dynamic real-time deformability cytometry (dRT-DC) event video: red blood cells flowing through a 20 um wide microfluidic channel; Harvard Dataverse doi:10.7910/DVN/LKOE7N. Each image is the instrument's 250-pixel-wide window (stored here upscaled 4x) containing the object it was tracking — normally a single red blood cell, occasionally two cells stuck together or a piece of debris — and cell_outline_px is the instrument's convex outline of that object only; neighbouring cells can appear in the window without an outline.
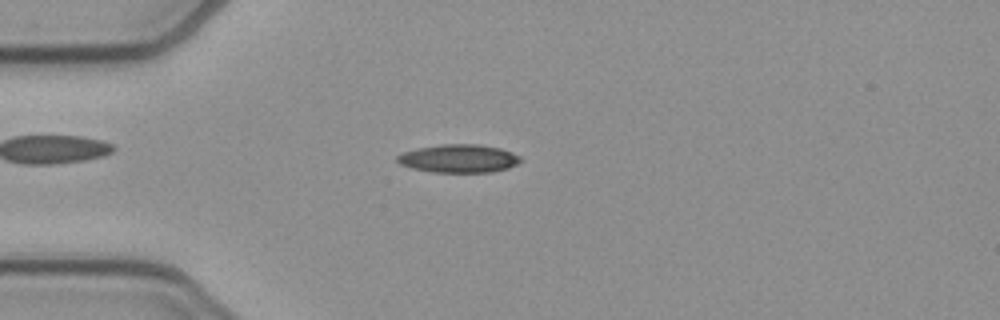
{"species": "common noctule bat (a hibernating species)", "species_latin": "Nyctalus noctula", "temperature_condition": "cold", "stored_images_in_passage": 52, "camera_frame_rate_fps": 3000, "um_per_image_px": 0.085, "animal": {"sex": "female", "body_mass_g": 21.9}, "frame": {"image": 1, "passage_image": 13, "time_ms": 4.0, "image_size_px": [1000, 320], "cell_outline_px": [[524, 160], [508, 168], [492, 172], [432, 172], [412, 168], [400, 164], [396, 160], [396, 156], [404, 152], [416, 148], [440, 144], [476, 144], [500, 148], [512, 152], [520, 156]], "centroid_in_image_um": [39.0, 13.47], "position_along_channel_um": 46.0, "area_um2": 20.35}}
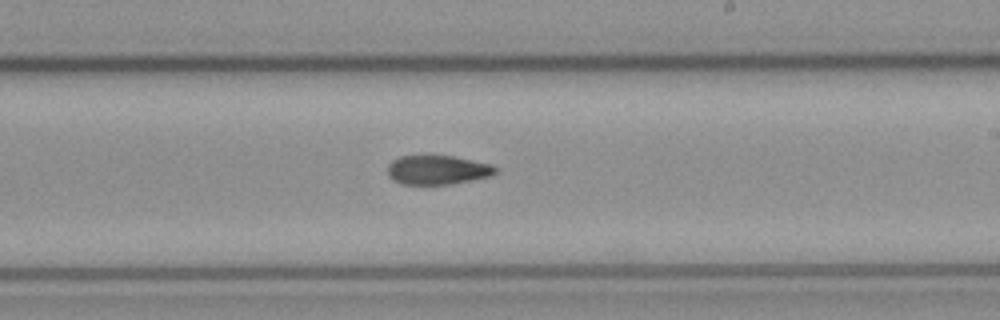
{"frame": {"image": 2, "passage_image": 30, "time_ms": 9.667, "image_size_px": [1000, 320], "cell_outline_px": [[496, 172], [492, 176], [452, 184], [404, 184], [392, 180], [388, 176], [388, 164], [392, 160], [400, 156], [452, 156], [492, 164], [496, 168]], "centroid_in_image_um": [37.18, 14.45], "position_along_channel_um": 251.8, "area_um2": 18.32}}
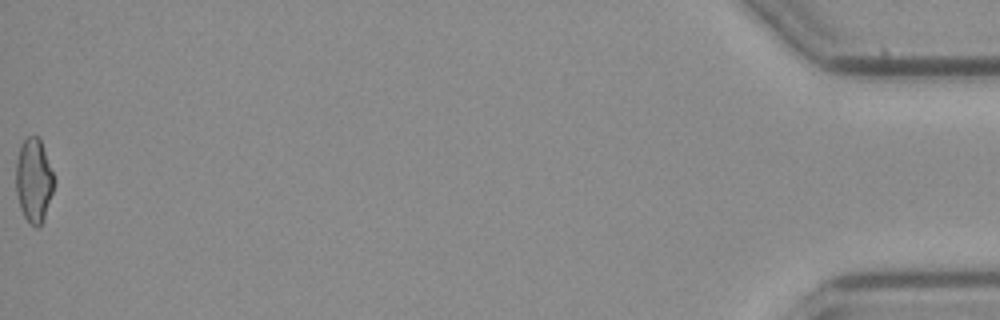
{"frame": {"image": 3, "passage_image": 52, "time_ms": 17.0, "image_size_px": [1000, 320], "cell_outline_px": [[56, 180], [44, 216], [40, 224], [36, 228], [24, 216], [20, 208], [16, 192], [16, 160], [20, 144], [28, 136], [40, 136]], "centroid_in_image_um": [2.87, 15.26], "position_along_channel_um": 432.3, "area_um2": 18.67}, "authors_computed_cell_mechanics": {"area_um2": 19.0162, "velocity_mm_per_s": 3.9117, "shape_relaxation_time_tau1_ms": null, "shape_relaxation_time_tau2_ms": 9.5375, "deformation_change_tau1": null, "deformation_change_tau2": 0.1848}}